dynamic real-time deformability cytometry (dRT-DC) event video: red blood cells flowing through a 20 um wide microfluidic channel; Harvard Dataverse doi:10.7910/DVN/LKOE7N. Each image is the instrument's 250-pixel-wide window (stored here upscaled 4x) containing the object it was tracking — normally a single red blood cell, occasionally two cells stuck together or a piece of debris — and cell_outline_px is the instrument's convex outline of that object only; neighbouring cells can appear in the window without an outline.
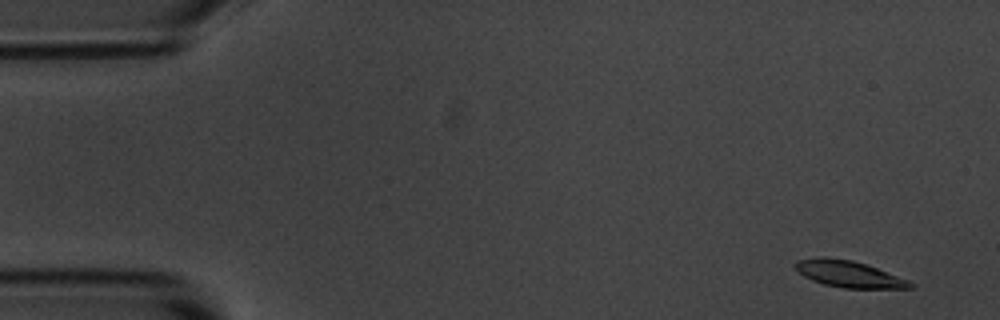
{"species": "common noctule bat (a hibernating species)", "species_latin": "Nyctalus noctula", "temperature_condition": "room temperature", "stored_images_in_passage": 56, "segment_of_instrument_passage": [1, 2], "camera_frame_rate_fps": 3000, "um_per_image_px": 0.085, "animal": {"sex": "male", "body_mass_g": 20.1, "forearm_length_mm": 53.5}, "frame": {"image": 1, "passage_image": 3, "time_ms": 0.667, "image_size_px": [1000, 320], "cell_outline_px": [[916, 284], [912, 288], [844, 288], [824, 284], [812, 280], [804, 276], [792, 264], [796, 260], [820, 256], [824, 256], [852, 260], [868, 264], [908, 280]], "centroid_in_image_um": [72.14, 23.27], "position_along_channel_um": 12.9, "area_um2": 17.92}}
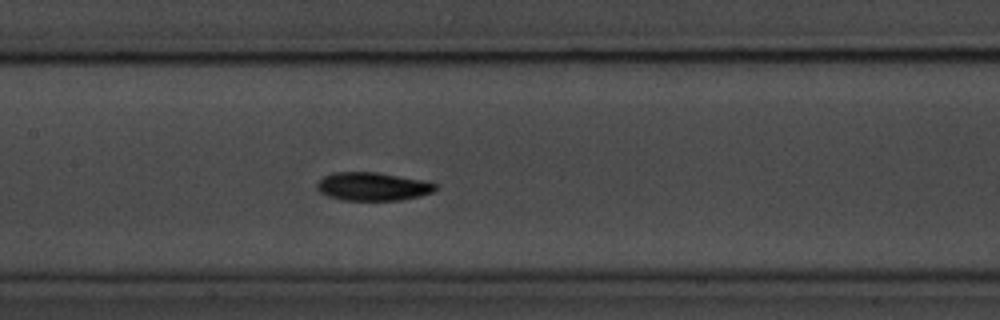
{"frame": {"image": 2, "passage_image": 26, "time_ms": 8.333, "image_size_px": [1000, 320], "cell_outline_px": [[436, 188], [432, 192], [420, 196], [400, 200], [340, 200], [324, 196], [316, 188], [316, 184], [324, 176], [332, 172], [376, 172], [424, 180], [436, 184]], "centroid_in_image_um": [31.63, 15.85], "position_along_channel_um": 175.8, "area_um2": 19.65}}
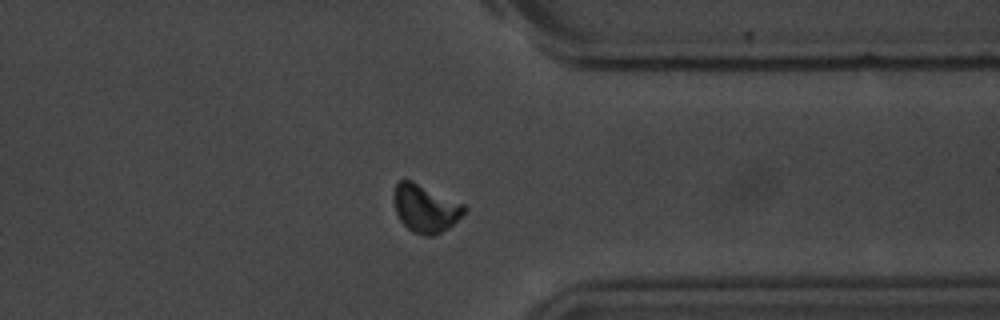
{"frame": {"image": 3, "passage_image": 43, "time_ms": 14.0, "image_size_px": [1000, 320], "cell_outline_px": [[468, 212], [448, 228], [432, 236], [424, 236], [412, 232], [400, 220], [396, 212], [392, 196], [396, 184], [400, 180], [412, 180], [464, 204], [468, 208]], "centroid_in_image_um": [36.17, 17.71], "position_along_channel_um": 375.2, "area_um2": 19.83}}